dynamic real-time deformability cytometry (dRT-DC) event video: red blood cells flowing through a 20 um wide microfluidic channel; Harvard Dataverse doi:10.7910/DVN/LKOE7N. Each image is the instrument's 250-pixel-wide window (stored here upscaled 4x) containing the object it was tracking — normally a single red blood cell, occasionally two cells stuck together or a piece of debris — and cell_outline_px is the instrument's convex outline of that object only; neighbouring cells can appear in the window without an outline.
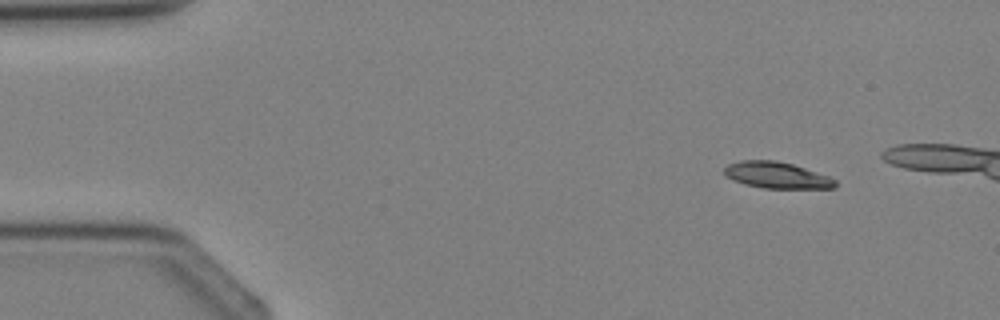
{"species": "Egyptian fruit bat (a non-hibernating species)", "species_latin": "Rousettus aegyptiacus", "temperature_condition": "cold", "stored_images_in_passage": 3, "camera_frame_rate_fps": 3000, "um_per_image_px": 0.085, "animal": {"sex": "female"}, "frame": {"image": 1, "passage_image": 1, "time_ms": 0.0, "image_size_px": [1000, 320], "cell_outline_px": [[836, 188], [764, 188], [744, 184], [732, 180], [724, 176], [724, 168], [728, 164], [740, 160], [776, 160], [792, 164], [828, 176], [836, 180]], "centroid_in_image_um": [65.98, 14.89], "position_along_channel_um": 19.0, "area_um2": 17.05}}